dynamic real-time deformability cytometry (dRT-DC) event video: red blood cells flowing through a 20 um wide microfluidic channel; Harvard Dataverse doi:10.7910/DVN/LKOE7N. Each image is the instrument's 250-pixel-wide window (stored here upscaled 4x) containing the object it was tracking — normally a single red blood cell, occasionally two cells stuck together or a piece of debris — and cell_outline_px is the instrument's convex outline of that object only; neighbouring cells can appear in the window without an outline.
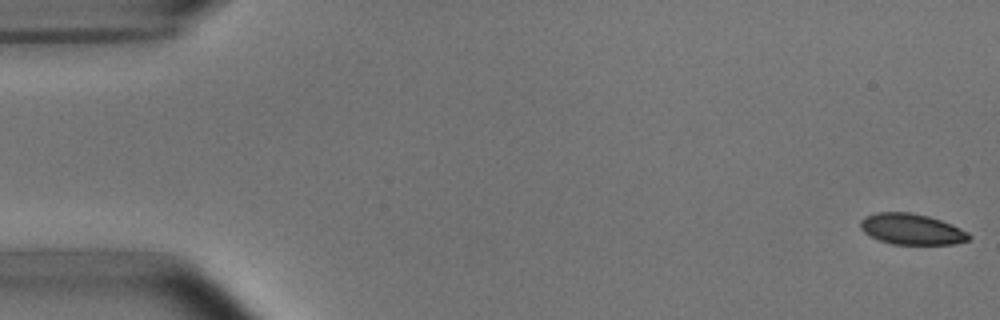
{"species": "common noctule bat (a hibernating species)", "species_latin": "Nyctalus noctula", "temperature_condition": "room temperature", "stored_images_in_passage": 53, "camera_frame_rate_fps": 3000, "um_per_image_px": 0.085, "animal": {"sex": "male", "body_mass_g": 15.6}, "frame": {"image": 1, "passage_image": 1, "time_ms": 0.0, "image_size_px": [1000, 320], "cell_outline_px": [[972, 236], [968, 240], [952, 244], [892, 244], [880, 240], [864, 232], [860, 228], [860, 220], [876, 212], [908, 212], [928, 216], [952, 224], [968, 232]], "centroid_in_image_um": [77.5, 19.48], "position_along_channel_um": 7.5, "area_um2": 19.36}}
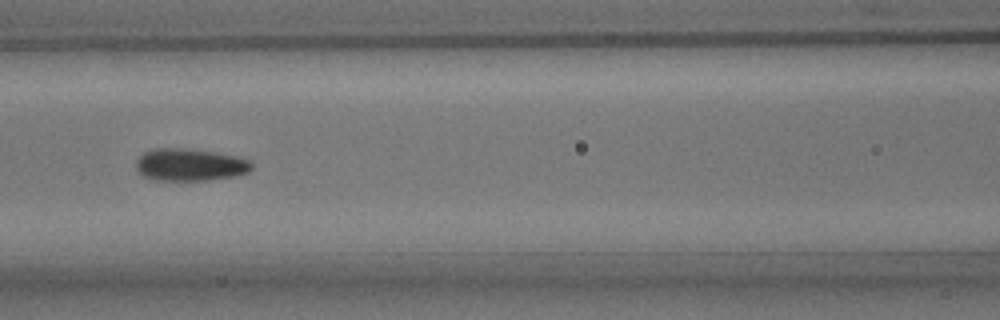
{"frame": {"image": 2, "passage_image": 23, "time_ms": 7.333, "image_size_px": [1000, 320], "cell_outline_px": [[252, 168], [248, 172], [236, 176], [208, 180], [152, 180], [144, 176], [136, 168], [136, 160], [144, 152], [156, 148], [180, 148], [212, 152], [232, 156], [248, 160], [252, 164]], "centroid_in_image_um": [16.11, 14.02], "position_along_channel_um": 150.5, "area_um2": 21.5}}
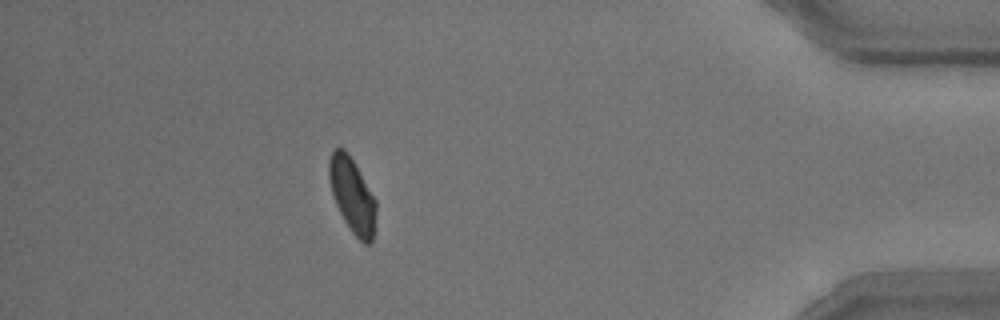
{"frame": {"image": 3, "passage_image": 47, "time_ms": 15.333, "image_size_px": [1000, 320], "cell_outline_px": [[376, 212], [372, 244], [364, 244], [352, 232], [344, 220], [336, 204], [332, 192], [328, 176], [328, 160], [332, 152], [336, 148], [344, 148], [348, 152], [376, 200]], "centroid_in_image_um": [29.94, 16.6], "position_along_channel_um": 405.3, "area_um2": 20.35}, "authors_computed_cell_mechanics": {"area_um2": 20.8658, "velocity_mm_per_s": 3.7871, "shape_relaxation_time_tau1_ms": 2.7283, "shape_relaxation_time_tau2_ms": 0.9544, "deformation_change_tau1": 0.0976, "deformation_change_tau2": 0.0645}}